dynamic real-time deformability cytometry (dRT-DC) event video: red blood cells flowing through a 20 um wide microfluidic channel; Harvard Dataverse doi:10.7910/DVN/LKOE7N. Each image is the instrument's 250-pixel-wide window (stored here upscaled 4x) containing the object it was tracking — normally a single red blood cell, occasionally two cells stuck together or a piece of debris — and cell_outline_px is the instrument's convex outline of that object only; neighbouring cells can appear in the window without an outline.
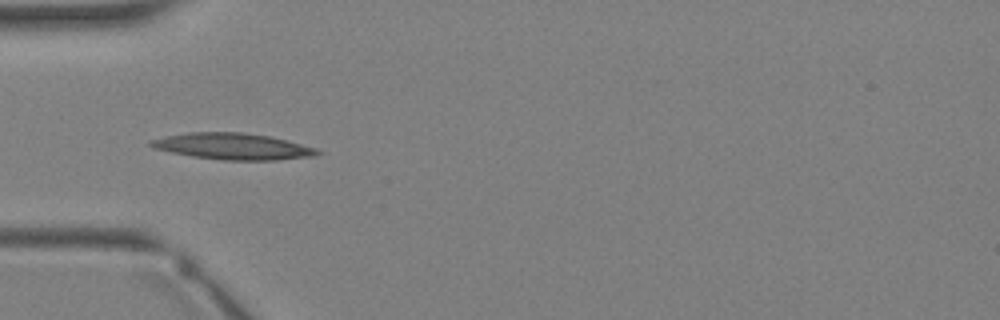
{"species": "Egyptian fruit bat (a non-hibernating species)", "species_latin": "Rousettus aegyptiacus", "temperature_condition": "warm", "stored_images_in_passage": 1, "camera_frame_rate_fps": 3000, "um_per_image_px": 0.085, "animal": {"sex": "female"}, "frame": {"image": 1, "passage_image": 1, "time_ms": 0.0, "image_size_px": [1000, 320], "cell_outline_px": [[324, 152], [316, 156], [276, 160], [224, 160], [192, 156], [152, 148], [148, 144], [148, 140], [188, 132], [244, 132], [268, 136], [288, 140], [316, 148]], "centroid_in_image_um": [19.82, 12.44], "position_along_channel_um": 65.2, "area_um2": 25.66}}